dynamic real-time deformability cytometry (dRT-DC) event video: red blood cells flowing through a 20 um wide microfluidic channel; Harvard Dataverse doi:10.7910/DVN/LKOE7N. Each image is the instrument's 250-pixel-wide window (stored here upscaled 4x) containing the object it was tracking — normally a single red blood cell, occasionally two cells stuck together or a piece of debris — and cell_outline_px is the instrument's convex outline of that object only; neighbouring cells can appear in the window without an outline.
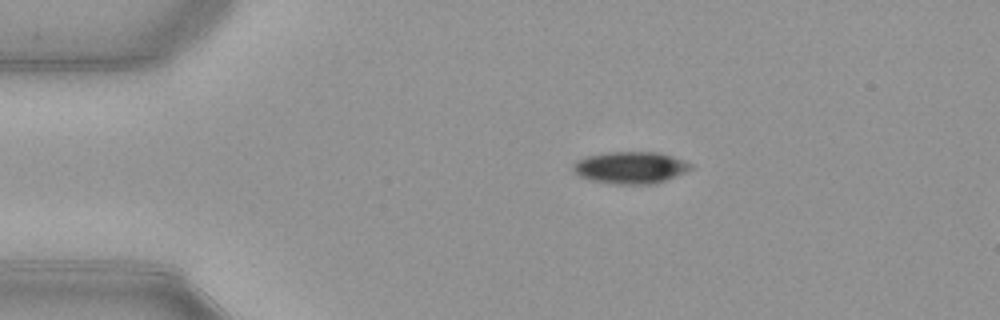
{"species": "common noctule bat (a hibernating species)", "species_latin": "Nyctalus noctula", "temperature_condition": "warm", "stored_images_in_passage": 7, "camera_frame_rate_fps": 3000, "um_per_image_px": 0.085, "animal": {"sex": "female", "body_mass_g": 21.9}, "frame": {"image": 1, "passage_image": 1, "time_ms": 0.0, "image_size_px": [1000, 320], "cell_outline_px": [[692, 168], [684, 172], [656, 184], [616, 184], [592, 180], [580, 176], [572, 168], [572, 164], [576, 160], [588, 156], [608, 152], [660, 152], [684, 160], [692, 164]], "centroid_in_image_um": [53.6, 14.24], "position_along_channel_um": 31.4, "area_um2": 21.79}}